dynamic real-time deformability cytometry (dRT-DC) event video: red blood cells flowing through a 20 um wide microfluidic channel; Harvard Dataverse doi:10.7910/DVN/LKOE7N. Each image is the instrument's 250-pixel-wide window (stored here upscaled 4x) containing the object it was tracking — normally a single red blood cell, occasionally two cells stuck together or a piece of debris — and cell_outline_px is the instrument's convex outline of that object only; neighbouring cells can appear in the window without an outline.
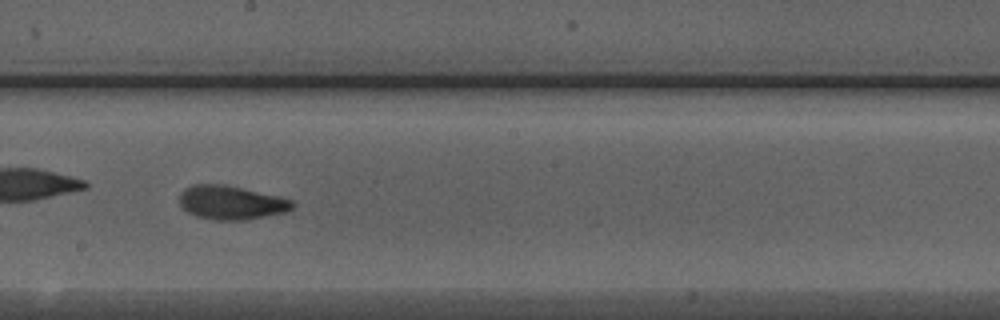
{"species": "Egyptian fruit bat (a non-hibernating species)", "species_latin": "Rousettus aegyptiacus", "temperature_condition": "warm", "stored_images_in_passage": 49, "camera_frame_rate_fps": 3000, "um_per_image_px": 0.085, "animal": {"sex": "male"}, "frame": {"image": 1, "passage_image": 28, "time_ms": 9.0, "image_size_px": [1000, 320], "cell_outline_px": [[296, 204], [292, 208], [284, 212], [244, 220], [212, 220], [196, 216], [188, 212], [180, 204], [180, 192], [184, 188], [192, 184], [224, 184], [280, 196], [292, 200]], "centroid_in_image_um": [19.64, 17.21], "position_along_channel_um": 228.6, "area_um2": 22.31}, "authors_computed_cell_mechanics": {"area_um2": 21.386, "velocity_mm_per_s": 4.3923, "shape_relaxation_time_tau1_ms": 3.3222, "shape_relaxation_time_tau2_ms": 1.4695, "deformation_change_tau1": 0.1436, "deformation_change_tau2": 0.0776}}